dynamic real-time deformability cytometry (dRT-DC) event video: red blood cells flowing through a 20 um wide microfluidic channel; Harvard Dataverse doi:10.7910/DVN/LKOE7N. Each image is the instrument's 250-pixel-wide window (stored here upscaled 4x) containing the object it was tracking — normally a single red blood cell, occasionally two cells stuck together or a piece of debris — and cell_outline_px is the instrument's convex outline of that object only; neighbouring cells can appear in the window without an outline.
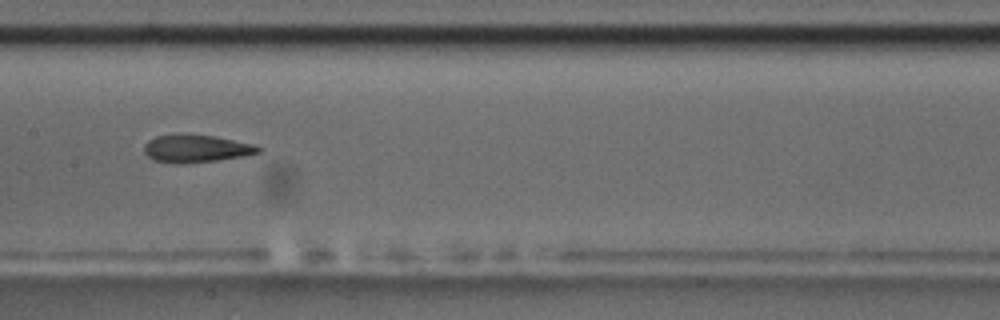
{"species": "common noctule bat (a hibernating species)", "species_latin": "Nyctalus noctula", "temperature_condition": "room temperature", "stored_images_in_passage": 8, "camera_frame_rate_fps": 3000, "um_per_image_px": 0.085, "animal": {"sex": "male", "body_mass_g": 17.5, "forearm_length_mm": 52.3}, "frame": {"image": 1, "passage_image": 8, "time_ms": 8.0, "image_size_px": [1000, 320], "cell_outline_px": [[264, 148], [260, 152], [244, 156], [216, 160], [152, 160], [144, 152], [144, 144], [148, 140], [156, 136], [176, 132], [180, 132], [216, 136], [256, 144]], "centroid_in_image_um": [16.73, 12.54], "position_along_channel_um": 190.7, "area_um2": 18.09}}